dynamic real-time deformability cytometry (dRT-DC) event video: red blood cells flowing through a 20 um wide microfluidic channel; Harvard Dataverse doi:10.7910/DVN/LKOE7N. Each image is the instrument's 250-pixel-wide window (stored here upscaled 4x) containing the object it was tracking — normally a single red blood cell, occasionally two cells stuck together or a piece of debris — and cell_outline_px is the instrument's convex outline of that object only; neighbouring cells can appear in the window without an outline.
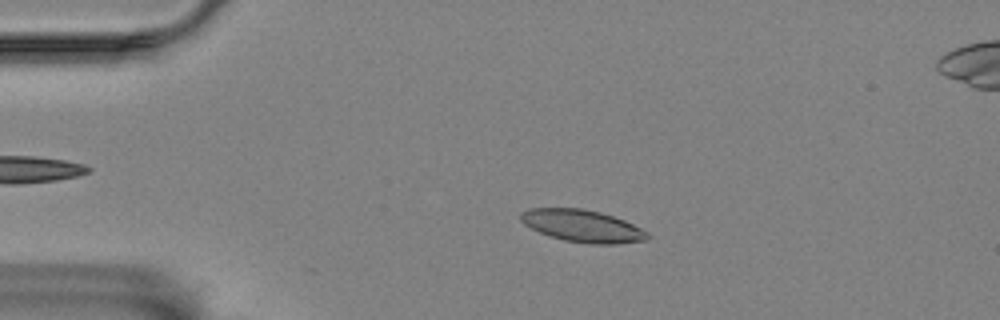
{"species": "Egyptian fruit bat (a non-hibernating species)", "species_latin": "Rousettus aegyptiacus", "temperature_condition": "room temperature", "stored_images_in_passage": 58, "camera_frame_rate_fps": 3000, "um_per_image_px": 0.085, "animal": {"sex": "female"}, "frame": {"image": 1, "passage_image": 12, "time_ms": 3.667, "image_size_px": [1000, 320], "cell_outline_px": [[652, 236], [648, 240], [616, 244], [592, 244], [564, 240], [548, 236], [524, 224], [520, 220], [520, 212], [528, 208], [584, 208], [600, 212], [624, 220], [648, 232]], "centroid_in_image_um": [49.51, 19.2], "position_along_channel_um": 35.5, "area_um2": 23.93}}
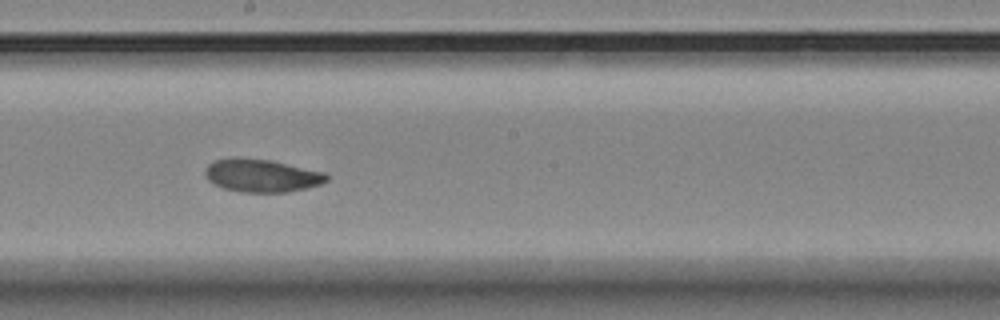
{"frame": {"image": 2, "passage_image": 32, "time_ms": 10.333, "image_size_px": [1000, 320], "cell_outline_px": [[328, 180], [320, 184], [288, 192], [240, 192], [224, 188], [208, 180], [204, 172], [204, 168], [208, 164], [216, 160], [272, 160], [324, 172], [328, 176]], "centroid_in_image_um": [22.27, 14.95], "position_along_channel_um": 225.9, "area_um2": 22.6}}
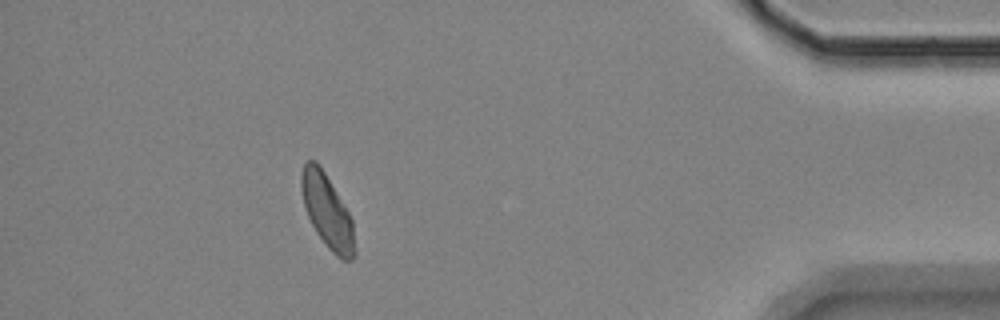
{"frame": {"image": 3, "passage_image": 52, "time_ms": 17.0, "image_size_px": [1000, 320], "cell_outline_px": [[356, 256], [352, 260], [344, 260], [336, 256], [324, 244], [316, 232], [308, 216], [304, 204], [300, 188], [300, 176], [304, 164], [308, 160], [316, 160], [324, 172], [348, 212], [352, 220], [356, 248]], "centroid_in_image_um": [27.82, 18.0], "position_along_channel_um": 407.4, "area_um2": 22.77}, "authors_computed_cell_mechanics": {"area_um2": 23.0622, "velocity_mm_per_s": 3.4392, "shape_relaxation_time_tau1_ms": 5.4043, "shape_relaxation_time_tau2_ms": 4.0535, "deformation_change_tau1": 0.1334, "deformation_change_tau2": 0.0823}}